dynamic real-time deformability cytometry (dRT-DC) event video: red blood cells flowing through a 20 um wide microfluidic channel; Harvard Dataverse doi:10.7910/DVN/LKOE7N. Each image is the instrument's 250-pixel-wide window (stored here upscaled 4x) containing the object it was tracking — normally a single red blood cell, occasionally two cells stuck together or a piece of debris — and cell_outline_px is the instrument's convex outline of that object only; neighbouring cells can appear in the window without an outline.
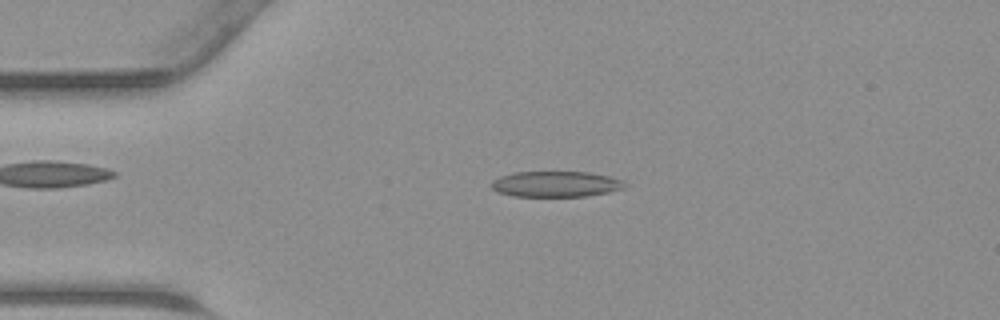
{"species": "common noctule bat (a hibernating species)", "species_latin": "Nyctalus noctula", "temperature_condition": "warm", "stored_images_in_passage": 43, "camera_frame_rate_fps": 3000, "um_per_image_px": 0.085, "animal": {"sex": "male", "body_mass_g": 23.1, "forearm_length_mm": 52.7}, "frame": {"image": 1, "passage_image": 9, "time_ms": 2.667, "image_size_px": [1000, 320], "cell_outline_px": [[628, 184], [624, 188], [608, 192], [584, 196], [512, 196], [496, 192], [492, 188], [492, 180], [500, 176], [516, 172], [588, 172], [608, 176], [624, 180]], "centroid_in_image_um": [47.25, 15.64], "position_along_channel_um": 37.8, "area_um2": 20.0}}
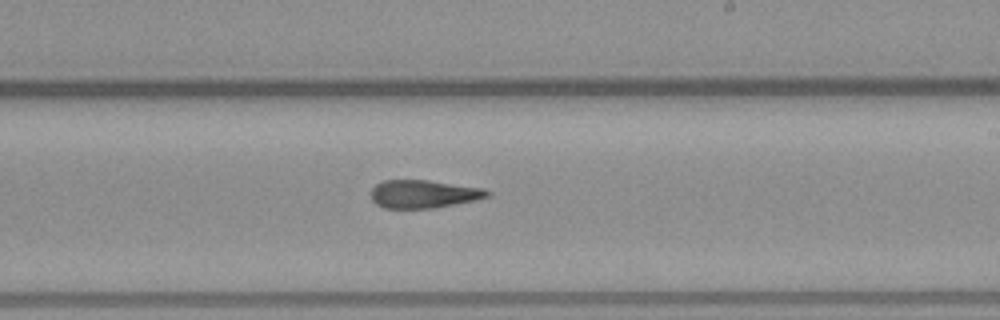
{"frame": {"image": 2, "passage_image": 25, "time_ms": 8.0, "image_size_px": [1000, 320], "cell_outline_px": [[492, 196], [476, 200], [432, 208], [384, 208], [376, 204], [372, 200], [372, 188], [376, 184], [384, 180], [428, 180], [484, 188], [492, 192]], "centroid_in_image_um": [36.04, 16.48], "position_along_channel_um": 253.0, "area_um2": 19.07}}
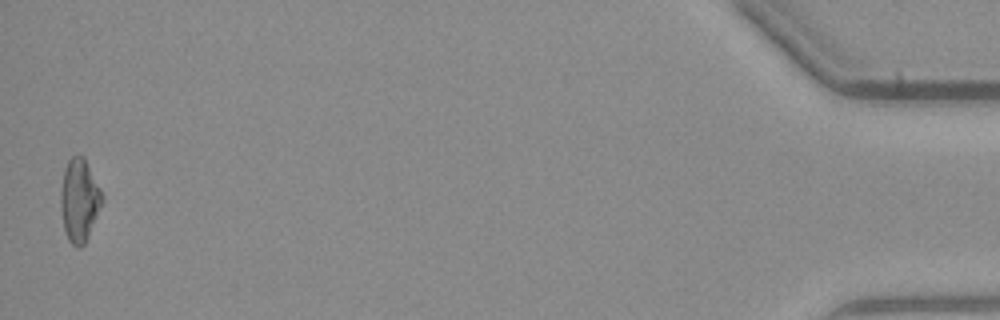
{"frame": {"image": 3, "passage_image": 43, "time_ms": 14.0, "image_size_px": [1000, 320], "cell_outline_px": [[104, 200], [88, 236], [84, 244], [80, 248], [76, 248], [68, 240], [64, 228], [60, 208], [60, 192], [64, 168], [68, 160], [72, 156], [84, 156], [104, 196]], "centroid_in_image_um": [6.74, 17.02], "position_along_channel_um": 428.5, "area_um2": 20.11}}